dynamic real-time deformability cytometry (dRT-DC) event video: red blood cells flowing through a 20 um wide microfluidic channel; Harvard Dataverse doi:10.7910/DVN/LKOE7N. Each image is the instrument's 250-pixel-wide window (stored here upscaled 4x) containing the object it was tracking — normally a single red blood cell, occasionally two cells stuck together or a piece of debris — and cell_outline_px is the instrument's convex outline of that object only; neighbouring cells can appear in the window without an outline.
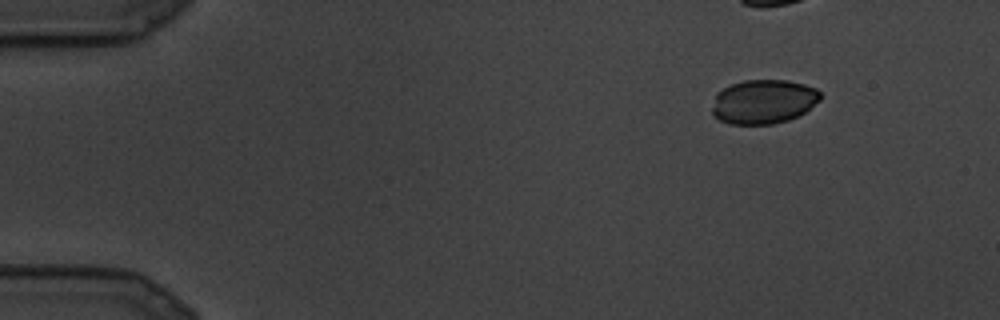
{"species": "common noctule bat (a hibernating species)", "species_latin": "Nyctalus noctula", "temperature_condition": "cold", "stored_images_in_passage": 19, "camera_frame_rate_fps": 3000, "um_per_image_px": 0.085, "animal": {"sex": "male", "body_mass_g": 19.5, "forearm_length_mm": 54.6}, "frame": {"image": 1, "passage_image": 1, "time_ms": 0.0, "image_size_px": [1000, 320], "cell_outline_px": [[820, 100], [804, 112], [788, 120], [772, 124], [728, 124], [712, 116], [712, 108], [716, 92], [732, 84], [744, 80], [788, 80], [804, 84], [816, 88], [820, 92]], "centroid_in_image_um": [64.87, 8.64], "position_along_channel_um": 20.1, "area_um2": 27.92}}
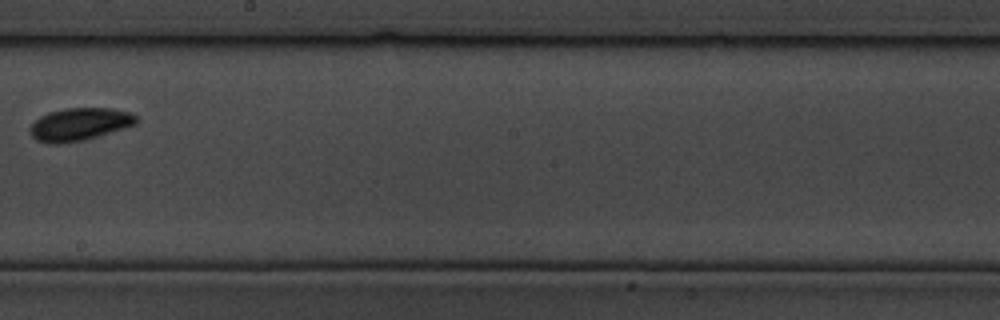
{"frame": {"image": 2, "passage_image": 14, "time_ms": 4.333, "image_size_px": [1000, 320], "cell_outline_px": [[140, 120], [136, 124], [124, 128], [96, 136], [80, 140], [60, 144], [48, 144], [36, 140], [28, 132], [28, 128], [40, 116], [48, 112], [64, 108], [112, 108], [128, 112], [136, 116]], "centroid_in_image_um": [6.72, 10.56], "position_along_channel_um": 241.5, "area_um2": 20.23}}